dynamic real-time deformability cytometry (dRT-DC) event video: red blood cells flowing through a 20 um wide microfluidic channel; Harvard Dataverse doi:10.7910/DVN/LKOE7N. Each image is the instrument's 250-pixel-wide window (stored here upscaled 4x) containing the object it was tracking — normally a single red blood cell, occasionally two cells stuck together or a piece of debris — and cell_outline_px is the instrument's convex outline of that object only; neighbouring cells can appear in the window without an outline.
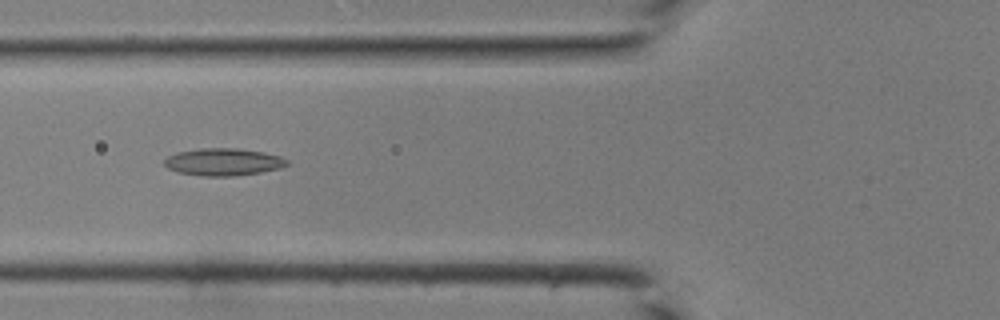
{"species": "common noctule bat (a hibernating species)", "species_latin": "Nyctalus noctula", "temperature_condition": "room temperature", "stored_images_in_passage": 41, "camera_frame_rate_fps": 3000, "um_per_image_px": 0.085, "animal": {"sex": "male", "body_mass_g": 19.0, "forearm_length_mm": 50.8}, "frame": {"image": 1, "passage_image": 15, "time_ms": 4.667, "image_size_px": [1000, 320], "cell_outline_px": [[288, 164], [280, 168], [260, 172], [236, 176], [200, 176], [176, 172], [168, 168], [164, 164], [164, 160], [168, 156], [176, 152], [200, 148], [236, 148], [264, 152], [280, 156], [288, 160]], "centroid_in_image_um": [18.96, 13.77], "position_along_channel_um": 106.8, "area_um2": 19.65}}
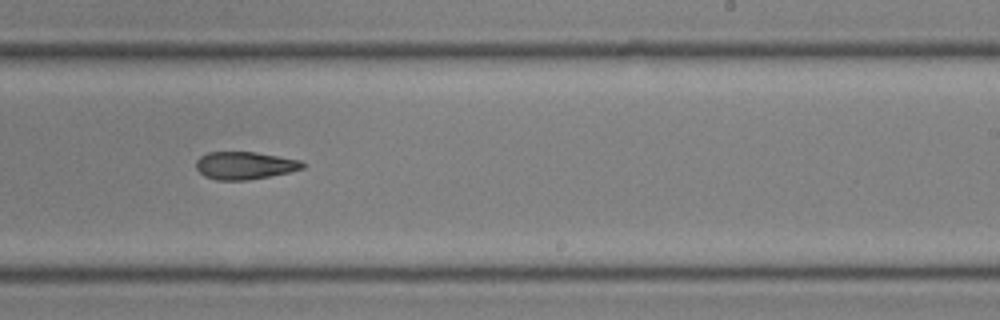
{"frame": {"image": 2, "passage_image": 25, "time_ms": 8.0, "image_size_px": [1000, 320], "cell_outline_px": [[304, 168], [288, 172], [248, 180], [216, 180], [204, 176], [196, 168], [196, 160], [200, 156], [208, 152], [256, 152], [300, 160], [304, 164]], "centroid_in_image_um": [20.77, 14.06], "position_along_channel_um": 268.2, "area_um2": 17.05}}
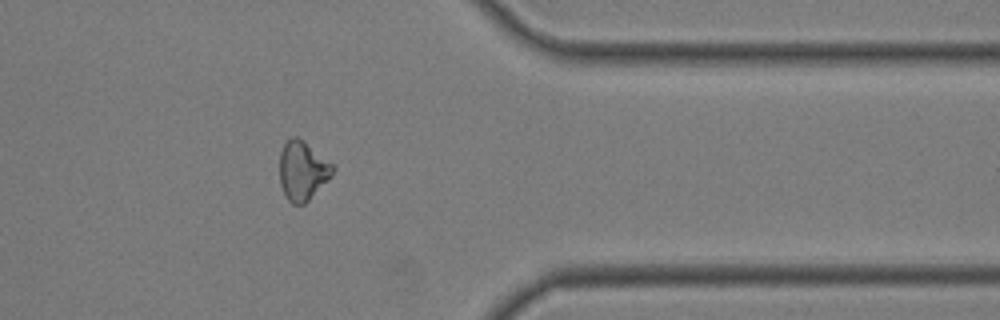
{"frame": {"image": 3, "passage_image": 33, "time_ms": 10.667, "image_size_px": [1000, 320], "cell_outline_px": [[336, 168], [332, 176], [304, 204], [292, 204], [288, 200], [280, 184], [280, 152], [284, 144], [292, 136], [296, 136], [304, 140], [332, 164]], "centroid_in_image_um": [25.72, 14.49], "position_along_channel_um": 385.7, "area_um2": 18.21}}